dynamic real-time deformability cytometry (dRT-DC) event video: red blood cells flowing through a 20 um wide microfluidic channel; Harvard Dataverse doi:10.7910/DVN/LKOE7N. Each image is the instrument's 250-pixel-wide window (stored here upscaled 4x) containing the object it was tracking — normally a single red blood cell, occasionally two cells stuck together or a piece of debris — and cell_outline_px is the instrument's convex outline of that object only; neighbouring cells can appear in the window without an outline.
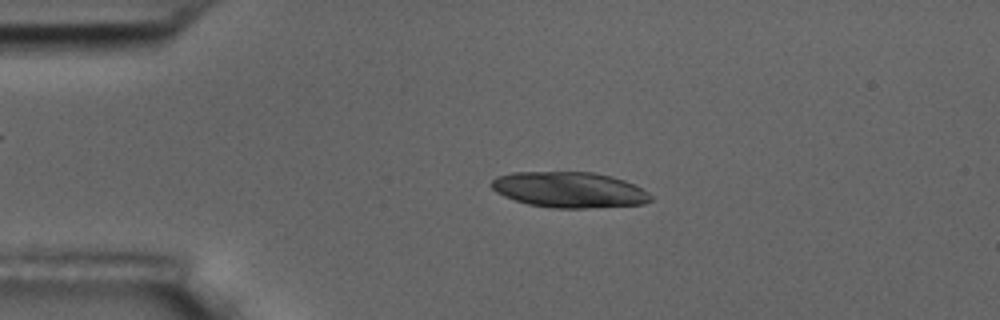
{"species": "common noctule bat (a hibernating species)", "species_latin": "Nyctalus noctula", "temperature_condition": "room temperature", "stored_images_in_passage": 54, "camera_frame_rate_fps": 3000, "um_per_image_px": 0.085, "animal": {"sex": "male", "body_mass_g": 17.5, "forearm_length_mm": 52.3}, "frame": {"image": 1, "passage_image": 11, "time_ms": 3.333, "image_size_px": [1000, 320], "cell_outline_px": [[652, 200], [644, 204], [584, 208], [556, 208], [528, 204], [504, 196], [496, 192], [488, 184], [496, 176], [512, 172], [592, 172], [612, 176], [624, 180], [648, 192], [652, 196]], "centroid_in_image_um": [48.36, 16.12], "position_along_channel_um": 36.6, "area_um2": 33.12}}